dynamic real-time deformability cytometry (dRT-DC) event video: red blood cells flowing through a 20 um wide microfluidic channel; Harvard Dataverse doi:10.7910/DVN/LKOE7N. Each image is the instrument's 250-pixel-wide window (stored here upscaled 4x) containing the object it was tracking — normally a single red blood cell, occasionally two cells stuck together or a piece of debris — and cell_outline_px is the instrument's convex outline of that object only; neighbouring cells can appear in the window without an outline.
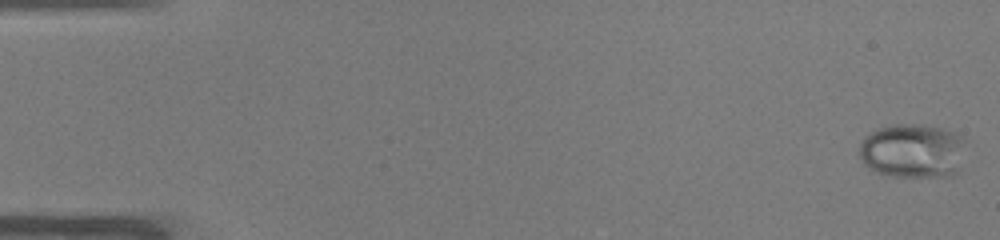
{"species": "common noctule bat (a hibernating species)", "species_latin": "Nyctalus noctula", "temperature_condition": "warm", "stored_images_in_passage": 52, "camera_frame_rate_fps": 3000, "um_per_image_px": 0.085, "animal": {"sex": "male", "body_mass_g": 19.0, "forearm_length_mm": 50.8}, "frame": {"image": 1, "passage_image": 1, "time_ms": 0.0, "image_size_px": [1000, 240], "cell_outline_px": [[964, 140], [956, 176], [888, 176], [876, 172], [864, 164], [860, 156], [860, 144], [864, 136], [876, 128], [892, 124], [924, 124], [940, 128], [952, 132], [960, 136]], "centroid_in_image_um": [77.52, 12.81], "position_along_channel_um": 7.5, "area_um2": 33.58}}
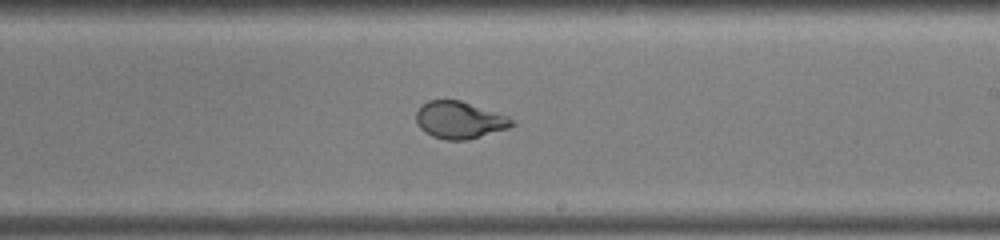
{"frame": {"image": 2, "passage_image": 31, "time_ms": 10.0, "image_size_px": [1000, 240], "cell_outline_px": [[516, 124], [508, 128], [468, 140], [444, 140], [432, 136], [424, 132], [416, 124], [416, 112], [420, 104], [428, 100], [460, 100], [508, 116]], "centroid_in_image_um": [39.02, 10.2], "position_along_channel_um": 250.0, "area_um2": 20.87}}
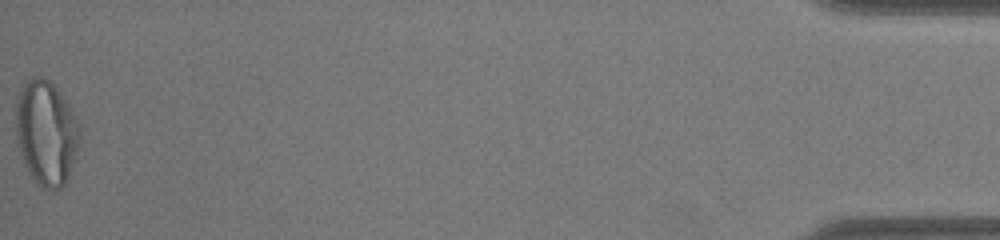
{"frame": {"image": 3, "passage_image": 52, "time_ms": 17.0, "image_size_px": [1000, 240], "cell_outline_px": [[80, 136], [68, 176], [64, 184], [60, 188], [44, 188], [36, 184], [32, 180], [24, 164], [16, 144], [16, 104], [20, 88], [32, 76], [44, 76], [56, 88], [72, 112], [80, 128]], "centroid_in_image_um": [3.87, 11.29], "position_along_channel_um": 431.3, "area_um2": 38.61}, "authors_computed_cell_mechanics": {"area_um2": 27.2238, "velocity_mm_per_s": 3.9469, "shape_relaxation_time_tau1_ms": 5.6188, "shape_relaxation_time_tau2_ms": null, "deformation_change_tau1": 0.233, "deformation_change_tau2": null}}